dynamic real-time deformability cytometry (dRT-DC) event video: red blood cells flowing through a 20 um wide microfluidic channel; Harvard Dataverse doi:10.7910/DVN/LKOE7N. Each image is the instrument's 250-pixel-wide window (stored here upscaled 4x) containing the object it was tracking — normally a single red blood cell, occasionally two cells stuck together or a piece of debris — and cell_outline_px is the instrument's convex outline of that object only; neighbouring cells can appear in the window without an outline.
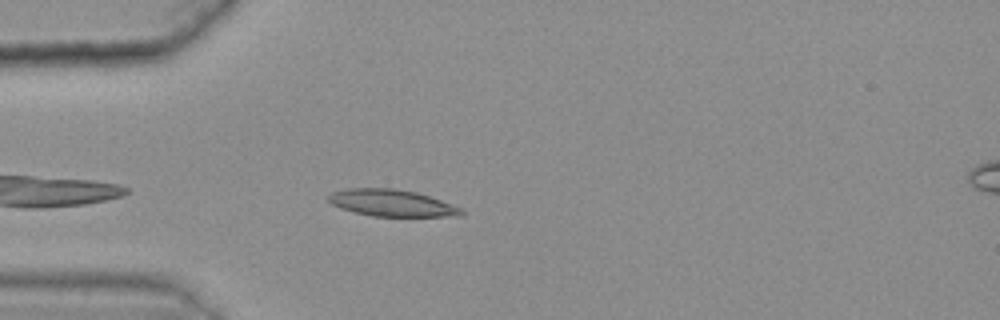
{"species": "common noctule bat (a hibernating species)", "species_latin": "Nyctalus noctula", "temperature_condition": "warm", "stored_images_in_passage": 22, "camera_frame_rate_fps": 3000, "um_per_image_px": 0.085, "animal": {"sex": "female", "body_mass_g": 25.1}, "frame": {"image": 1, "passage_image": 4, "time_ms": 1.0, "image_size_px": [1000, 320], "cell_outline_px": [[464, 216], [372, 216], [340, 208], [332, 204], [328, 200], [328, 196], [332, 192], [348, 188], [392, 188], [416, 192], [464, 208]], "centroid_in_image_um": [33.33, 17.25], "position_along_channel_um": 51.7, "area_um2": 20.69}}
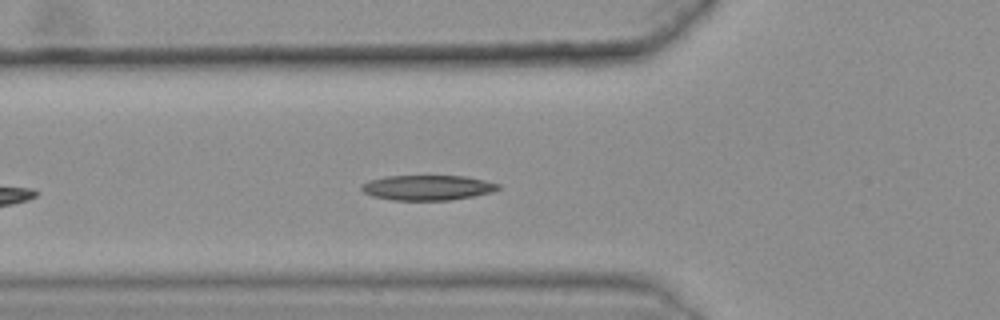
{"frame": {"image": 2, "passage_image": 8, "time_ms": 2.333, "image_size_px": [1000, 320], "cell_outline_px": [[500, 188], [488, 192], [472, 196], [448, 200], [392, 200], [372, 196], [364, 192], [360, 188], [368, 180], [384, 176], [464, 176], [484, 180], [500, 184]], "centroid_in_image_um": [36.29, 15.94], "position_along_channel_um": 89.5, "area_um2": 19.77}}